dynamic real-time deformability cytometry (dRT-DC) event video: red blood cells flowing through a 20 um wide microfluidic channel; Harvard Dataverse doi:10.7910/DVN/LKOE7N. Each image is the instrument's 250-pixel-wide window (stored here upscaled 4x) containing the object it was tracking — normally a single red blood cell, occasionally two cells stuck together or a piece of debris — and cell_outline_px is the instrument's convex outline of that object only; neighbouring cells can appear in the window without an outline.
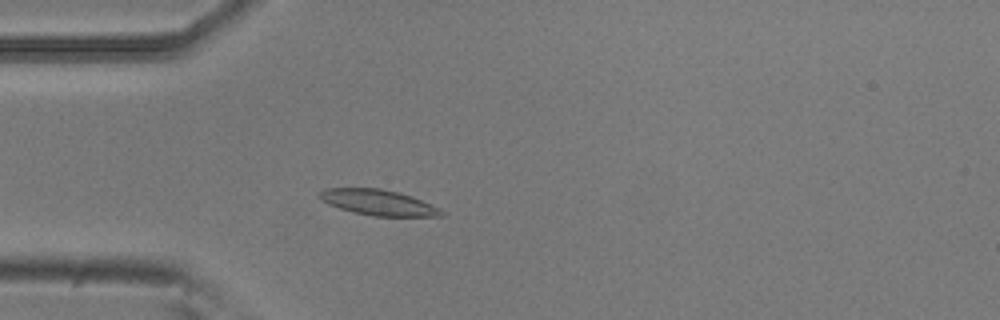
{"species": "common noctule bat (a hibernating species)", "species_latin": "Nyctalus noctula", "temperature_condition": "room temperature", "stored_images_in_passage": 51, "camera_frame_rate_fps": 3000, "um_per_image_px": 0.085, "animal": {"sex": "male", "body_mass_g": 20.5, "forearm_length_mm": 52.5}, "frame": {"image": 1, "passage_image": 13, "time_ms": 4.0, "image_size_px": [1000, 320], "cell_outline_px": [[444, 216], [372, 216], [352, 212], [328, 204], [320, 200], [316, 196], [324, 188], [380, 188], [400, 192], [412, 196], [440, 208], [444, 212]], "centroid_in_image_um": [32.13, 17.2], "position_along_channel_um": 52.9, "area_um2": 18.38}}
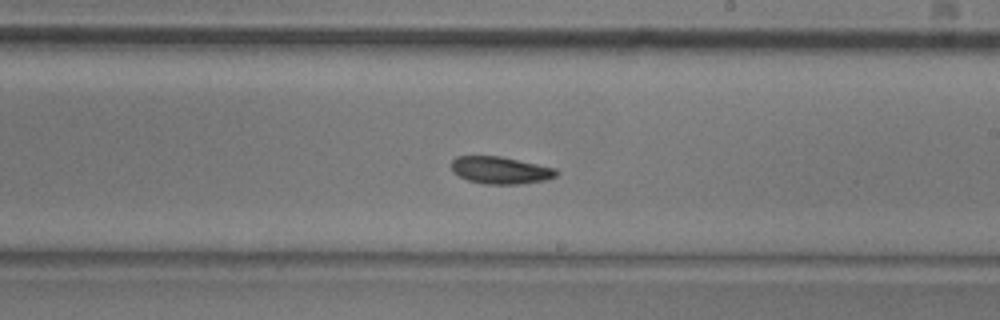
{"frame": {"image": 2, "passage_image": 29, "time_ms": 9.333, "image_size_px": [1000, 320], "cell_outline_px": [[560, 172], [556, 176], [544, 180], [520, 184], [484, 184], [468, 180], [452, 172], [452, 160], [456, 156], [500, 156], [556, 168]], "centroid_in_image_um": [42.54, 14.47], "position_along_channel_um": 246.5, "area_um2": 16.65}}
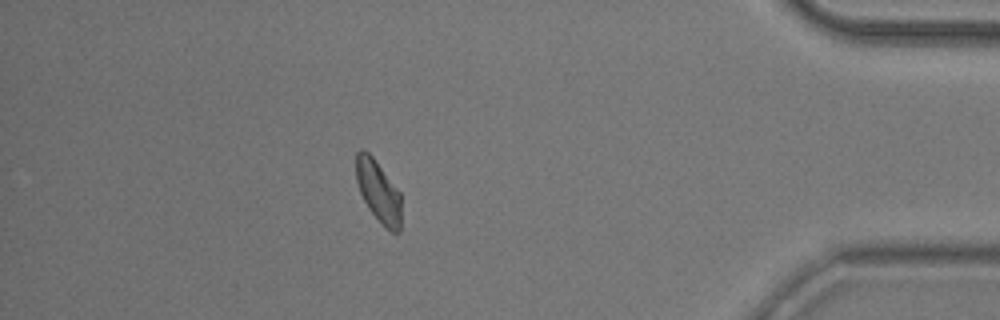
{"frame": {"image": 3, "passage_image": 45, "time_ms": 14.667, "image_size_px": [1000, 320], "cell_outline_px": [[400, 232], [392, 232], [368, 208], [360, 192], [356, 180], [356, 152], [360, 148], [368, 152], [372, 156], [400, 192]], "centroid_in_image_um": [32.14, 16.21], "position_along_channel_um": 403.1, "area_um2": 15.84}, "authors_computed_cell_mechanics": {"area_um2": 17.051, "velocity_mm_per_s": 3.7618, "shape_relaxation_time_tau1_ms": 4.6573, "shape_relaxation_time_tau2_ms": 9.1119, "deformation_change_tau1": 0.1174, "deformation_change_tau2": 0.1208}}